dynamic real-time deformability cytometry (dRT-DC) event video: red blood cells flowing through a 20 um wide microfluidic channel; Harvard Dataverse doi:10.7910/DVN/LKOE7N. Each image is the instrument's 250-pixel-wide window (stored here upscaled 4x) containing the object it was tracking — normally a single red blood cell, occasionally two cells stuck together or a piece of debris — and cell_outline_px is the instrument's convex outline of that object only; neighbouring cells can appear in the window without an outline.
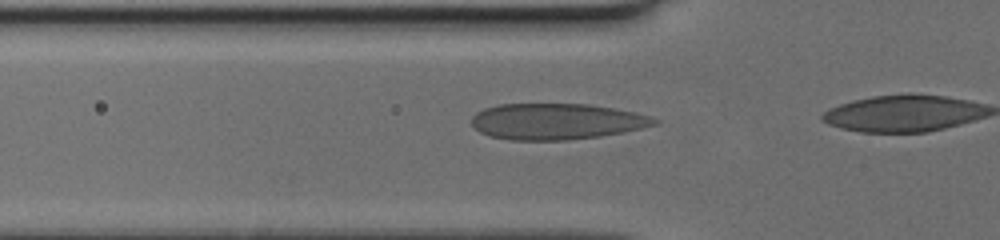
{"species": "human", "species_latin": "Homo sapiens", "temperature_condition": "cold", "stored_images_in_passage": 16, "camera_frame_rate_fps": 3000, "um_per_image_px": 0.085, "donor": {"sex": "female"}, "frame": {"image": 1, "passage_image": 14, "time_ms": 4.333, "image_size_px": [1000, 240], "cell_outline_px": [[660, 124], [624, 132], [600, 136], [564, 140], [508, 140], [488, 136], [480, 132], [472, 124], [472, 116], [476, 112], [484, 108], [496, 104], [588, 104], [612, 108], [632, 112], [648, 116], [660, 120]], "centroid_in_image_um": [47.28, 10.33], "position_along_channel_um": 78.5, "area_um2": 38.49}}